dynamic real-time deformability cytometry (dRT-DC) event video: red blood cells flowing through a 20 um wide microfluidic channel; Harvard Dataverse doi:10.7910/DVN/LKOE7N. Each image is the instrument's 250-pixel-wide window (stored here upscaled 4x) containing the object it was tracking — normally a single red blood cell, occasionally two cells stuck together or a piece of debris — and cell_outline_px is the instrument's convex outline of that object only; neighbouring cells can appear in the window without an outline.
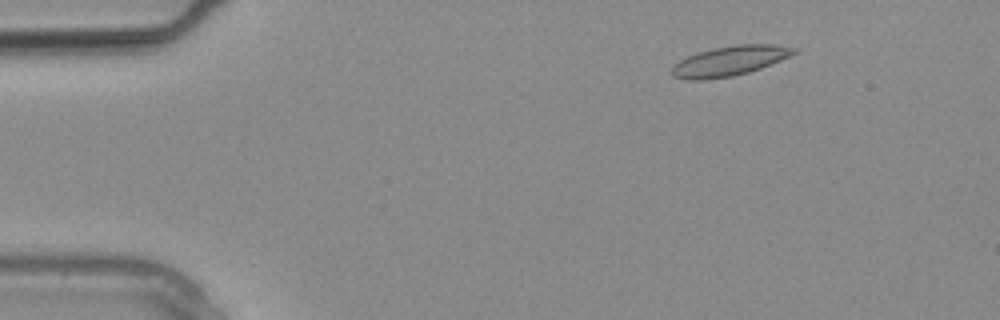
{"species": "common noctule bat (a hibernating species)", "species_latin": "Nyctalus noctula", "temperature_condition": "warm", "stored_images_in_passage": 3, "camera_frame_rate_fps": 3000, "um_per_image_px": 0.085, "animal": {"sex": "male", "body_mass_g": 20.4}, "frame": {"image": 1, "passage_image": 1, "time_ms": 0.0, "image_size_px": [1000, 320], "cell_outline_px": [[796, 52], [792, 56], [760, 68], [748, 72], [732, 76], [704, 80], [688, 80], [672, 76], [672, 68], [680, 60], [696, 52], [712, 48], [736, 44], [776, 44], [796, 48]], "centroid_in_image_um": [62.03, 5.17], "position_along_channel_um": 23.0, "area_um2": 21.27}}